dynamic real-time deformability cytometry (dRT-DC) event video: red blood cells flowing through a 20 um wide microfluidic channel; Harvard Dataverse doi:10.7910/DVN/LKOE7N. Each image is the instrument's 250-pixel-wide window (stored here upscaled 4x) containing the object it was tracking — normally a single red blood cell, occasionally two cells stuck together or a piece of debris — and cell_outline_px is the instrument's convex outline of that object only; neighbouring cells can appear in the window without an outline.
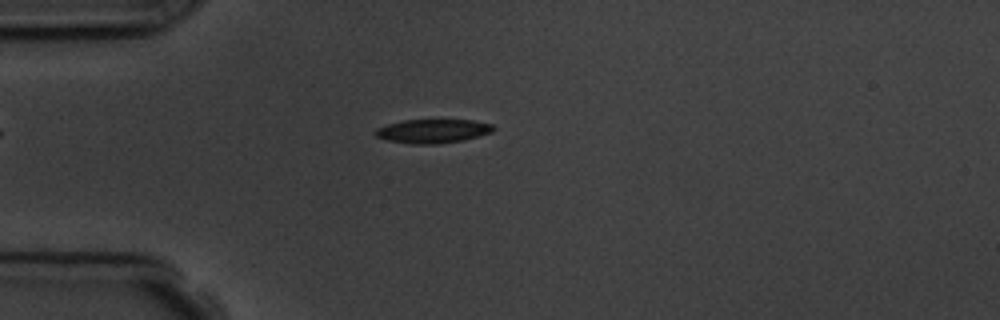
{"species": "common noctule bat (a hibernating species)", "species_latin": "Nyctalus noctula", "temperature_condition": "room temperature", "stored_images_in_passage": 5, "camera_frame_rate_fps": 3000, "um_per_image_px": 0.085, "animal": {"sex": "male", "body_mass_g": 19.5, "forearm_length_mm": 54.6}, "frame": {"image": 1, "passage_image": 4, "time_ms": 3.667, "image_size_px": [1000, 320], "cell_outline_px": [[496, 128], [492, 132], [464, 140], [436, 144], [412, 144], [388, 140], [376, 136], [372, 132], [376, 128], [388, 124], [404, 120], [472, 120], [492, 124]], "centroid_in_image_um": [36.78, 11.14], "position_along_channel_um": 48.2, "area_um2": 16.42}}